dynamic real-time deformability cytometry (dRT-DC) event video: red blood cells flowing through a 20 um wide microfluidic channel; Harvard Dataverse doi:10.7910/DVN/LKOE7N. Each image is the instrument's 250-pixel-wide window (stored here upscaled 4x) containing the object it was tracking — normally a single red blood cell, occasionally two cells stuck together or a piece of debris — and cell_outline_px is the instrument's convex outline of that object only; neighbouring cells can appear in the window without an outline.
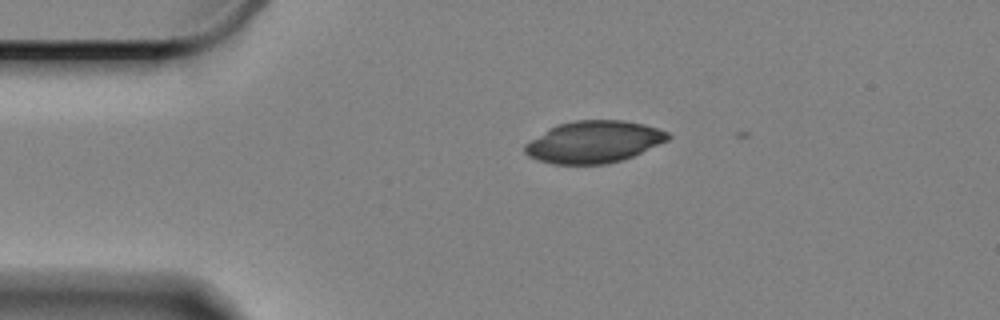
{"species": "Egyptian fruit bat (a non-hibernating species)", "species_latin": "Rousettus aegyptiacus", "temperature_condition": "cold", "stored_images_in_passage": 2, "camera_frame_rate_fps": 3000, "um_per_image_px": 0.085, "animal": {"sex": "female"}, "frame": {"image": 1, "passage_image": 1, "time_ms": 0.0, "image_size_px": [1000, 320], "cell_outline_px": [[672, 136], [668, 140], [632, 156], [608, 164], [552, 164], [536, 160], [528, 156], [524, 152], [524, 144], [548, 128], [556, 124], [576, 120], [624, 120], [644, 124], [668, 132]], "centroid_in_image_um": [50.43, 12.06], "position_along_channel_um": 34.6, "area_um2": 35.08}}